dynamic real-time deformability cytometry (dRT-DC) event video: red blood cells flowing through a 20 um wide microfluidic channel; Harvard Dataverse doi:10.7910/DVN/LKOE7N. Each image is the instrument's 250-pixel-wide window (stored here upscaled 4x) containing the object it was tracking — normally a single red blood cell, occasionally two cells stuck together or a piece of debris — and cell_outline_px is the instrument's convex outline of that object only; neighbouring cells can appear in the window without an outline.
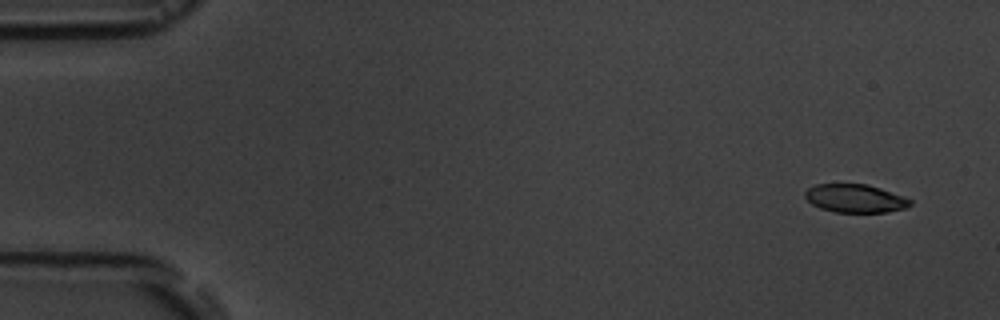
{"species": "common noctule bat (a hibernating species)", "species_latin": "Nyctalus noctula", "temperature_condition": "room temperature", "stored_images_in_passage": 5, "camera_frame_rate_fps": 3000, "um_per_image_px": 0.085, "animal": {"sex": "male", "body_mass_g": 19.5, "forearm_length_mm": 54.6}, "frame": {"image": 1, "passage_image": 1, "time_ms": 0.0, "image_size_px": [1000, 320], "cell_outline_px": [[912, 204], [904, 208], [884, 212], [836, 212], [820, 208], [812, 204], [804, 196], [804, 192], [808, 188], [816, 184], [868, 184], [904, 196], [912, 200]], "centroid_in_image_um": [72.68, 16.85], "position_along_channel_um": 12.3, "area_um2": 17.28}}
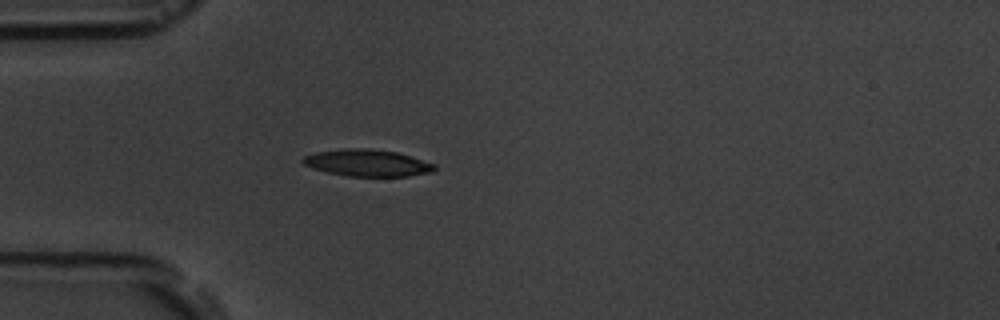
{"frame": {"image": 2, "passage_image": 5, "time_ms": 4.333, "image_size_px": [1000, 320], "cell_outline_px": [[436, 168], [432, 172], [408, 176], [348, 176], [328, 172], [312, 168], [304, 164], [300, 160], [304, 156], [316, 152], [344, 148], [364, 148], [396, 152], [436, 164]], "centroid_in_image_um": [31.21, 13.84], "position_along_channel_um": 53.8, "area_um2": 20.46}}